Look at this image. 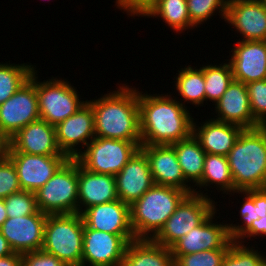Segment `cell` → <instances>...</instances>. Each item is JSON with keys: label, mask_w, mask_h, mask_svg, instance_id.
<instances>
[{"label": "cell", "mask_w": 266, "mask_h": 266, "mask_svg": "<svg viewBox=\"0 0 266 266\" xmlns=\"http://www.w3.org/2000/svg\"><path fill=\"white\" fill-rule=\"evenodd\" d=\"M142 93L138 91L141 145H172L192 135L195 119L181 98Z\"/></svg>", "instance_id": "1"}, {"label": "cell", "mask_w": 266, "mask_h": 266, "mask_svg": "<svg viewBox=\"0 0 266 266\" xmlns=\"http://www.w3.org/2000/svg\"><path fill=\"white\" fill-rule=\"evenodd\" d=\"M116 89L87 100L94 114L95 137L141 141L138 88L122 84Z\"/></svg>", "instance_id": "2"}, {"label": "cell", "mask_w": 266, "mask_h": 266, "mask_svg": "<svg viewBox=\"0 0 266 266\" xmlns=\"http://www.w3.org/2000/svg\"><path fill=\"white\" fill-rule=\"evenodd\" d=\"M236 191L266 188V129H244L227 155Z\"/></svg>", "instance_id": "3"}, {"label": "cell", "mask_w": 266, "mask_h": 266, "mask_svg": "<svg viewBox=\"0 0 266 266\" xmlns=\"http://www.w3.org/2000/svg\"><path fill=\"white\" fill-rule=\"evenodd\" d=\"M187 195L179 188L154 184L130 205L135 239H152Z\"/></svg>", "instance_id": "4"}, {"label": "cell", "mask_w": 266, "mask_h": 266, "mask_svg": "<svg viewBox=\"0 0 266 266\" xmlns=\"http://www.w3.org/2000/svg\"><path fill=\"white\" fill-rule=\"evenodd\" d=\"M84 223L80 213L47 216L42 249L67 266H81Z\"/></svg>", "instance_id": "5"}, {"label": "cell", "mask_w": 266, "mask_h": 266, "mask_svg": "<svg viewBox=\"0 0 266 266\" xmlns=\"http://www.w3.org/2000/svg\"><path fill=\"white\" fill-rule=\"evenodd\" d=\"M35 195L45 214L78 213V161L68 159Z\"/></svg>", "instance_id": "6"}, {"label": "cell", "mask_w": 266, "mask_h": 266, "mask_svg": "<svg viewBox=\"0 0 266 266\" xmlns=\"http://www.w3.org/2000/svg\"><path fill=\"white\" fill-rule=\"evenodd\" d=\"M37 71L34 70L29 79L36 87L40 119L56 126L87 103V100H80L76 88L69 81L53 77L40 82Z\"/></svg>", "instance_id": "7"}, {"label": "cell", "mask_w": 266, "mask_h": 266, "mask_svg": "<svg viewBox=\"0 0 266 266\" xmlns=\"http://www.w3.org/2000/svg\"><path fill=\"white\" fill-rule=\"evenodd\" d=\"M201 191L198 189L181 201L176 211L152 238L154 242L171 248L193 228L199 226L216 209L215 201L206 195L208 193H204L205 190Z\"/></svg>", "instance_id": "8"}, {"label": "cell", "mask_w": 266, "mask_h": 266, "mask_svg": "<svg viewBox=\"0 0 266 266\" xmlns=\"http://www.w3.org/2000/svg\"><path fill=\"white\" fill-rule=\"evenodd\" d=\"M140 146L141 141L95 137L75 159L90 172L115 176Z\"/></svg>", "instance_id": "9"}, {"label": "cell", "mask_w": 266, "mask_h": 266, "mask_svg": "<svg viewBox=\"0 0 266 266\" xmlns=\"http://www.w3.org/2000/svg\"><path fill=\"white\" fill-rule=\"evenodd\" d=\"M135 235H115L84 225L81 266H122L126 247Z\"/></svg>", "instance_id": "10"}, {"label": "cell", "mask_w": 266, "mask_h": 266, "mask_svg": "<svg viewBox=\"0 0 266 266\" xmlns=\"http://www.w3.org/2000/svg\"><path fill=\"white\" fill-rule=\"evenodd\" d=\"M40 119L35 84L29 79L0 105V130L10 138L29 123Z\"/></svg>", "instance_id": "11"}, {"label": "cell", "mask_w": 266, "mask_h": 266, "mask_svg": "<svg viewBox=\"0 0 266 266\" xmlns=\"http://www.w3.org/2000/svg\"><path fill=\"white\" fill-rule=\"evenodd\" d=\"M22 190L35 193L69 159L66 155H30L10 152Z\"/></svg>", "instance_id": "12"}, {"label": "cell", "mask_w": 266, "mask_h": 266, "mask_svg": "<svg viewBox=\"0 0 266 266\" xmlns=\"http://www.w3.org/2000/svg\"><path fill=\"white\" fill-rule=\"evenodd\" d=\"M215 213L217 214V208L199 226L193 228L171 247L174 260L181 255L205 250L229 249L233 240L229 236L227 223H215L213 221Z\"/></svg>", "instance_id": "13"}, {"label": "cell", "mask_w": 266, "mask_h": 266, "mask_svg": "<svg viewBox=\"0 0 266 266\" xmlns=\"http://www.w3.org/2000/svg\"><path fill=\"white\" fill-rule=\"evenodd\" d=\"M55 133L61 152L69 159H75L81 153V150L95 138L92 106L88 102L84 104L73 115L57 124ZM80 145L82 149L78 148Z\"/></svg>", "instance_id": "14"}, {"label": "cell", "mask_w": 266, "mask_h": 266, "mask_svg": "<svg viewBox=\"0 0 266 266\" xmlns=\"http://www.w3.org/2000/svg\"><path fill=\"white\" fill-rule=\"evenodd\" d=\"M47 216L39 210L23 217L7 218L0 227V232L16 253L41 250Z\"/></svg>", "instance_id": "15"}, {"label": "cell", "mask_w": 266, "mask_h": 266, "mask_svg": "<svg viewBox=\"0 0 266 266\" xmlns=\"http://www.w3.org/2000/svg\"><path fill=\"white\" fill-rule=\"evenodd\" d=\"M225 22L242 41H266V6L261 0H228Z\"/></svg>", "instance_id": "16"}, {"label": "cell", "mask_w": 266, "mask_h": 266, "mask_svg": "<svg viewBox=\"0 0 266 266\" xmlns=\"http://www.w3.org/2000/svg\"><path fill=\"white\" fill-rule=\"evenodd\" d=\"M150 165V171L156 185L171 186L194 193V188L185 180L175 149L171 145H141Z\"/></svg>", "instance_id": "17"}, {"label": "cell", "mask_w": 266, "mask_h": 266, "mask_svg": "<svg viewBox=\"0 0 266 266\" xmlns=\"http://www.w3.org/2000/svg\"><path fill=\"white\" fill-rule=\"evenodd\" d=\"M227 61L234 80L244 84L266 79V41H237Z\"/></svg>", "instance_id": "18"}, {"label": "cell", "mask_w": 266, "mask_h": 266, "mask_svg": "<svg viewBox=\"0 0 266 266\" xmlns=\"http://www.w3.org/2000/svg\"><path fill=\"white\" fill-rule=\"evenodd\" d=\"M118 199L131 205L155 183L145 153L139 149L115 175Z\"/></svg>", "instance_id": "19"}, {"label": "cell", "mask_w": 266, "mask_h": 266, "mask_svg": "<svg viewBox=\"0 0 266 266\" xmlns=\"http://www.w3.org/2000/svg\"><path fill=\"white\" fill-rule=\"evenodd\" d=\"M86 227L115 235H134L130 223V205L120 199L91 206L81 213Z\"/></svg>", "instance_id": "20"}, {"label": "cell", "mask_w": 266, "mask_h": 266, "mask_svg": "<svg viewBox=\"0 0 266 266\" xmlns=\"http://www.w3.org/2000/svg\"><path fill=\"white\" fill-rule=\"evenodd\" d=\"M217 118L212 119L239 125L244 129L262 126L254 117L250 109V102L246 84L233 80L222 97L214 104Z\"/></svg>", "instance_id": "21"}, {"label": "cell", "mask_w": 266, "mask_h": 266, "mask_svg": "<svg viewBox=\"0 0 266 266\" xmlns=\"http://www.w3.org/2000/svg\"><path fill=\"white\" fill-rule=\"evenodd\" d=\"M10 152L30 155H64L57 143L55 126L38 119L20 129L11 137Z\"/></svg>", "instance_id": "22"}, {"label": "cell", "mask_w": 266, "mask_h": 266, "mask_svg": "<svg viewBox=\"0 0 266 266\" xmlns=\"http://www.w3.org/2000/svg\"><path fill=\"white\" fill-rule=\"evenodd\" d=\"M198 125L193 121L192 134L199 141L201 148L208 154L221 156L228 155L244 130L239 125L219 122L212 118Z\"/></svg>", "instance_id": "23"}, {"label": "cell", "mask_w": 266, "mask_h": 266, "mask_svg": "<svg viewBox=\"0 0 266 266\" xmlns=\"http://www.w3.org/2000/svg\"><path fill=\"white\" fill-rule=\"evenodd\" d=\"M117 199L115 176L90 172L78 163V213Z\"/></svg>", "instance_id": "24"}, {"label": "cell", "mask_w": 266, "mask_h": 266, "mask_svg": "<svg viewBox=\"0 0 266 266\" xmlns=\"http://www.w3.org/2000/svg\"><path fill=\"white\" fill-rule=\"evenodd\" d=\"M122 266H174L171 248L152 239H135L126 247Z\"/></svg>", "instance_id": "25"}, {"label": "cell", "mask_w": 266, "mask_h": 266, "mask_svg": "<svg viewBox=\"0 0 266 266\" xmlns=\"http://www.w3.org/2000/svg\"><path fill=\"white\" fill-rule=\"evenodd\" d=\"M176 152L185 180L195 187L202 178L206 152L192 134L189 138L171 145Z\"/></svg>", "instance_id": "26"}, {"label": "cell", "mask_w": 266, "mask_h": 266, "mask_svg": "<svg viewBox=\"0 0 266 266\" xmlns=\"http://www.w3.org/2000/svg\"><path fill=\"white\" fill-rule=\"evenodd\" d=\"M213 184L219 188L217 191H223L226 195L237 193V191L235 192V185L227 156L206 153L203 175L201 181L196 186L200 189L206 187L205 189L208 191L207 187Z\"/></svg>", "instance_id": "27"}, {"label": "cell", "mask_w": 266, "mask_h": 266, "mask_svg": "<svg viewBox=\"0 0 266 266\" xmlns=\"http://www.w3.org/2000/svg\"><path fill=\"white\" fill-rule=\"evenodd\" d=\"M143 16L160 17L177 33L195 27L190 21L187 0H157Z\"/></svg>", "instance_id": "28"}, {"label": "cell", "mask_w": 266, "mask_h": 266, "mask_svg": "<svg viewBox=\"0 0 266 266\" xmlns=\"http://www.w3.org/2000/svg\"><path fill=\"white\" fill-rule=\"evenodd\" d=\"M194 68L188 64L187 67L178 70L175 87L184 103H192L195 107H199V105L203 106L201 104L206 101L205 81L203 71L200 68Z\"/></svg>", "instance_id": "29"}, {"label": "cell", "mask_w": 266, "mask_h": 266, "mask_svg": "<svg viewBox=\"0 0 266 266\" xmlns=\"http://www.w3.org/2000/svg\"><path fill=\"white\" fill-rule=\"evenodd\" d=\"M204 74L206 102L216 103L234 80L229 62L200 67Z\"/></svg>", "instance_id": "30"}, {"label": "cell", "mask_w": 266, "mask_h": 266, "mask_svg": "<svg viewBox=\"0 0 266 266\" xmlns=\"http://www.w3.org/2000/svg\"><path fill=\"white\" fill-rule=\"evenodd\" d=\"M35 69L31 63H0V105L29 80Z\"/></svg>", "instance_id": "31"}, {"label": "cell", "mask_w": 266, "mask_h": 266, "mask_svg": "<svg viewBox=\"0 0 266 266\" xmlns=\"http://www.w3.org/2000/svg\"><path fill=\"white\" fill-rule=\"evenodd\" d=\"M253 246L232 241L222 266H266V256ZM265 256V257H264Z\"/></svg>", "instance_id": "32"}, {"label": "cell", "mask_w": 266, "mask_h": 266, "mask_svg": "<svg viewBox=\"0 0 266 266\" xmlns=\"http://www.w3.org/2000/svg\"><path fill=\"white\" fill-rule=\"evenodd\" d=\"M228 0H187L188 14L190 17L191 23L195 27H199L202 23L209 20L214 14L215 11L221 19L225 20L226 9H227ZM199 25V26H197Z\"/></svg>", "instance_id": "33"}, {"label": "cell", "mask_w": 266, "mask_h": 266, "mask_svg": "<svg viewBox=\"0 0 266 266\" xmlns=\"http://www.w3.org/2000/svg\"><path fill=\"white\" fill-rule=\"evenodd\" d=\"M4 203L8 218L23 217L39 211L35 193L25 190L4 198Z\"/></svg>", "instance_id": "34"}, {"label": "cell", "mask_w": 266, "mask_h": 266, "mask_svg": "<svg viewBox=\"0 0 266 266\" xmlns=\"http://www.w3.org/2000/svg\"><path fill=\"white\" fill-rule=\"evenodd\" d=\"M237 193H243V204L240 206V216L243 220L242 225L238 223H227V228L229 230V236L231 240L236 241L252 224L253 221L259 219V211L256 206L254 200L245 192V191H237ZM245 199V200H244Z\"/></svg>", "instance_id": "35"}, {"label": "cell", "mask_w": 266, "mask_h": 266, "mask_svg": "<svg viewBox=\"0 0 266 266\" xmlns=\"http://www.w3.org/2000/svg\"><path fill=\"white\" fill-rule=\"evenodd\" d=\"M229 249H213L178 256L174 266H222Z\"/></svg>", "instance_id": "36"}, {"label": "cell", "mask_w": 266, "mask_h": 266, "mask_svg": "<svg viewBox=\"0 0 266 266\" xmlns=\"http://www.w3.org/2000/svg\"><path fill=\"white\" fill-rule=\"evenodd\" d=\"M253 117L263 126L266 123V79L246 84Z\"/></svg>", "instance_id": "37"}, {"label": "cell", "mask_w": 266, "mask_h": 266, "mask_svg": "<svg viewBox=\"0 0 266 266\" xmlns=\"http://www.w3.org/2000/svg\"><path fill=\"white\" fill-rule=\"evenodd\" d=\"M21 190L13 162L9 158L0 162V199H4Z\"/></svg>", "instance_id": "38"}, {"label": "cell", "mask_w": 266, "mask_h": 266, "mask_svg": "<svg viewBox=\"0 0 266 266\" xmlns=\"http://www.w3.org/2000/svg\"><path fill=\"white\" fill-rule=\"evenodd\" d=\"M22 266H67L54 255L43 250L26 252L22 254Z\"/></svg>", "instance_id": "39"}, {"label": "cell", "mask_w": 266, "mask_h": 266, "mask_svg": "<svg viewBox=\"0 0 266 266\" xmlns=\"http://www.w3.org/2000/svg\"><path fill=\"white\" fill-rule=\"evenodd\" d=\"M157 0H116V8L129 16H143Z\"/></svg>", "instance_id": "40"}, {"label": "cell", "mask_w": 266, "mask_h": 266, "mask_svg": "<svg viewBox=\"0 0 266 266\" xmlns=\"http://www.w3.org/2000/svg\"><path fill=\"white\" fill-rule=\"evenodd\" d=\"M256 236H266V215L252 222L251 226L236 240L238 243L244 244L245 238H252Z\"/></svg>", "instance_id": "41"}, {"label": "cell", "mask_w": 266, "mask_h": 266, "mask_svg": "<svg viewBox=\"0 0 266 266\" xmlns=\"http://www.w3.org/2000/svg\"><path fill=\"white\" fill-rule=\"evenodd\" d=\"M256 203L259 218L266 215V188L244 190Z\"/></svg>", "instance_id": "42"}, {"label": "cell", "mask_w": 266, "mask_h": 266, "mask_svg": "<svg viewBox=\"0 0 266 266\" xmlns=\"http://www.w3.org/2000/svg\"><path fill=\"white\" fill-rule=\"evenodd\" d=\"M11 138L0 130V162L9 158Z\"/></svg>", "instance_id": "43"}, {"label": "cell", "mask_w": 266, "mask_h": 266, "mask_svg": "<svg viewBox=\"0 0 266 266\" xmlns=\"http://www.w3.org/2000/svg\"><path fill=\"white\" fill-rule=\"evenodd\" d=\"M0 266H22V254L14 252L11 255L0 257Z\"/></svg>", "instance_id": "44"}, {"label": "cell", "mask_w": 266, "mask_h": 266, "mask_svg": "<svg viewBox=\"0 0 266 266\" xmlns=\"http://www.w3.org/2000/svg\"><path fill=\"white\" fill-rule=\"evenodd\" d=\"M13 253L14 251L11 249L8 241L4 238V236L0 232V257L11 255Z\"/></svg>", "instance_id": "45"}, {"label": "cell", "mask_w": 266, "mask_h": 266, "mask_svg": "<svg viewBox=\"0 0 266 266\" xmlns=\"http://www.w3.org/2000/svg\"><path fill=\"white\" fill-rule=\"evenodd\" d=\"M7 210L5 208L4 199H0V227L7 220Z\"/></svg>", "instance_id": "46"}, {"label": "cell", "mask_w": 266, "mask_h": 266, "mask_svg": "<svg viewBox=\"0 0 266 266\" xmlns=\"http://www.w3.org/2000/svg\"><path fill=\"white\" fill-rule=\"evenodd\" d=\"M263 3H264V5L266 6V0H261Z\"/></svg>", "instance_id": "47"}]
</instances>
